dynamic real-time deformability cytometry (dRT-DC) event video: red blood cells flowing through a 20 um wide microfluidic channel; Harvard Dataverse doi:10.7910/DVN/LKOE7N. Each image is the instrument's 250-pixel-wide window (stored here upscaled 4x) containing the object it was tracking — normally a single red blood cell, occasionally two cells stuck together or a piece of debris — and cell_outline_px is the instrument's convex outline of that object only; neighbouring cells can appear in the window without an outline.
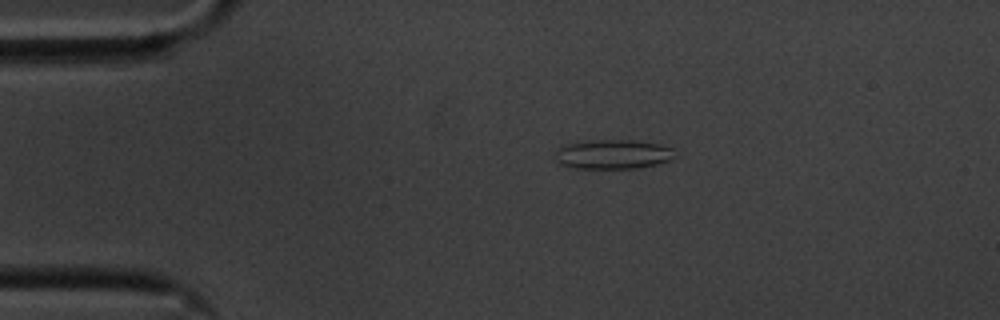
{"species": "common noctule bat (a hibernating species)", "species_latin": "Nyctalus noctula", "temperature_condition": "cold", "stored_images_in_passage": 46, "camera_frame_rate_fps": 3000, "um_per_image_px": 0.085, "animal": {"sex": "male", "body_mass_g": 20.1, "forearm_length_mm": 53.5}, "frame": {"image": 1, "passage_image": 1, "time_ms": 0.0, "image_size_px": [1000, 320], "cell_outline_px": [[676, 156], [668, 160], [656, 164], [636, 168], [572, 168], [560, 164], [556, 156], [560, 148], [564, 144], [588, 140], [632, 140], [660, 144], [672, 148]], "centroid_in_image_um": [52.11, 13.1], "position_along_channel_um": 32.9, "area_um2": 20.35}}
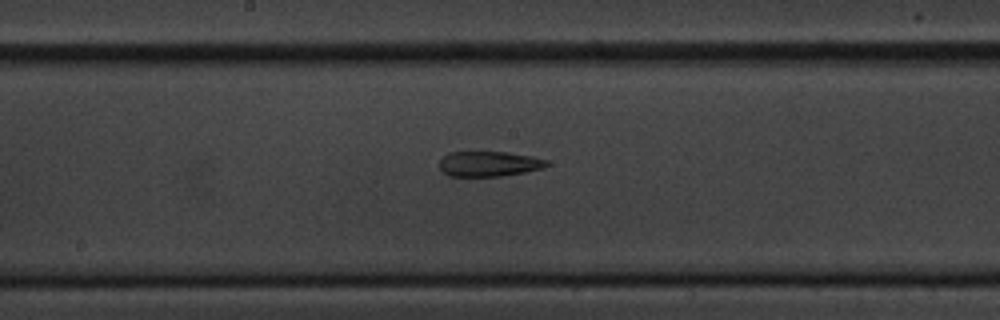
{"frame": {"image": 2, "passage_image": 19, "time_ms": 6.0, "image_size_px": [1000, 320], "cell_outline_px": [[548, 164], [544, 168], [524, 172], [500, 176], [448, 176], [440, 168], [440, 160], [448, 152], [508, 152], [532, 156], [548, 160]], "centroid_in_image_um": [41.57, 13.92], "position_along_channel_um": 206.6, "area_um2": 15.72}}
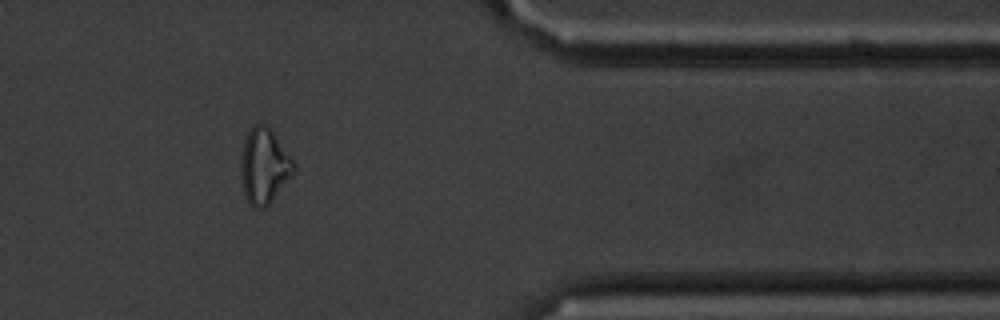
{"frame": {"image": 3, "passage_image": 36, "time_ms": 11.667, "image_size_px": [1000, 320], "cell_outline_px": [[296, 172], [272, 200], [264, 208], [256, 208], [248, 200], [244, 192], [240, 172], [240, 160], [244, 144], [248, 132], [256, 124], [264, 124], [272, 132], [296, 164]], "centroid_in_image_um": [22.47, 14.14], "position_along_channel_um": 388.9, "area_um2": 22.77}, "authors_computed_cell_mechanics": {"area_um2": 17.8891, "velocity_mm_per_s": 3.5611, "shape_relaxation_time_tau1_ms": null, "shape_relaxation_time_tau2_ms": 9.1555, "deformation_change_tau1": null, "deformation_change_tau2": 0.2313}}